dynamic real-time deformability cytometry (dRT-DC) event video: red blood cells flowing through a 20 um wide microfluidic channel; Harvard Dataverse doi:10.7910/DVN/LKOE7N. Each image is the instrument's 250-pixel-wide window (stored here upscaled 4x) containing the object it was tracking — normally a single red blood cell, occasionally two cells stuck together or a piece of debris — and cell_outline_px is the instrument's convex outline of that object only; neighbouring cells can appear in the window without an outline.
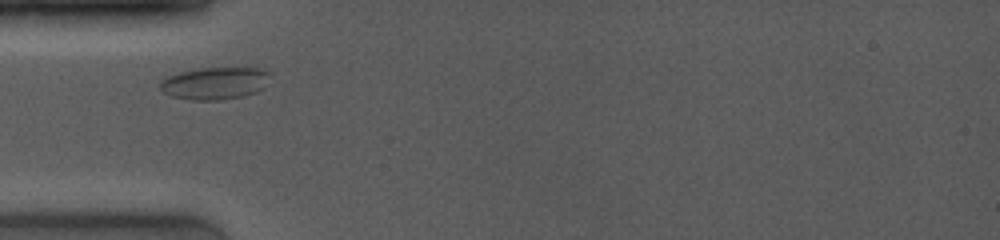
{"species": "common noctule bat (a hibernating species)", "species_latin": "Nyctalus noctula", "temperature_condition": "room temperature", "stored_images_in_passage": 50, "camera_frame_rate_fps": 4000, "um_per_image_px": 0.085, "animal": {"sex": "female", "body_mass_g": 19.0, "forearm_length_mm": 53.3}, "frame": {"image": 1, "passage_image": 1, "time_ms": 0.0, "image_size_px": [1000, 240], "cell_outline_px": [[268, 72], [264, 88], [256, 92], [244, 96], [220, 100], [192, 100], [172, 96], [164, 92], [160, 88], [160, 84], [168, 76], [180, 72], [196, 68], [260, 68]], "centroid_in_image_um": [18.25, 7.08], "position_along_channel_um": 66.7, "area_um2": 20.46}}
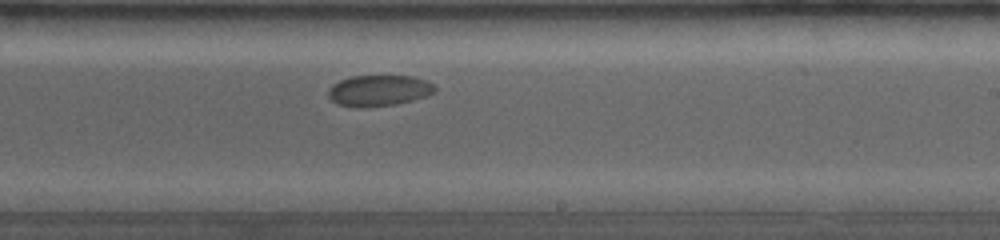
{"frame": {"image": 2, "passage_image": 25, "time_ms": 5.25, "image_size_px": [1000, 240], "cell_outline_px": [[436, 92], [412, 100], [396, 104], [336, 104], [328, 96], [328, 88], [332, 84], [340, 80], [352, 76], [412, 76], [428, 80], [436, 88]], "centroid_in_image_um": [32.24, 7.64], "position_along_channel_um": 256.8, "area_um2": 18.5}}
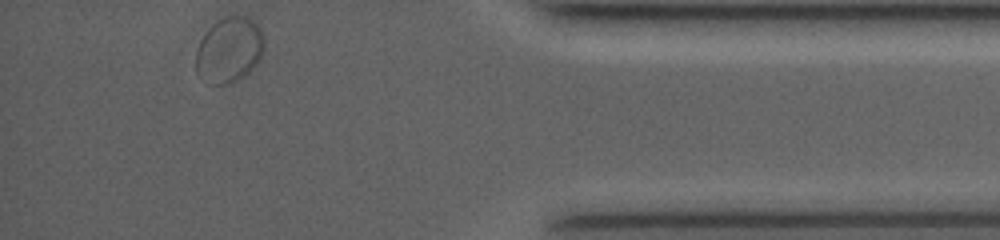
{"frame": {"image": 3, "passage_image": 50, "time_ms": 10.25, "image_size_px": [1000, 240], "cell_outline_px": [[264, 48], [260, 60], [240, 80], [232, 84], [212, 84], [196, 72], [196, 52], [200, 40], [208, 28], [212, 24], [224, 16], [248, 16], [264, 32]], "centroid_in_image_um": [19.5, 4.23], "position_along_channel_um": 415.7, "area_um2": 26.24}}